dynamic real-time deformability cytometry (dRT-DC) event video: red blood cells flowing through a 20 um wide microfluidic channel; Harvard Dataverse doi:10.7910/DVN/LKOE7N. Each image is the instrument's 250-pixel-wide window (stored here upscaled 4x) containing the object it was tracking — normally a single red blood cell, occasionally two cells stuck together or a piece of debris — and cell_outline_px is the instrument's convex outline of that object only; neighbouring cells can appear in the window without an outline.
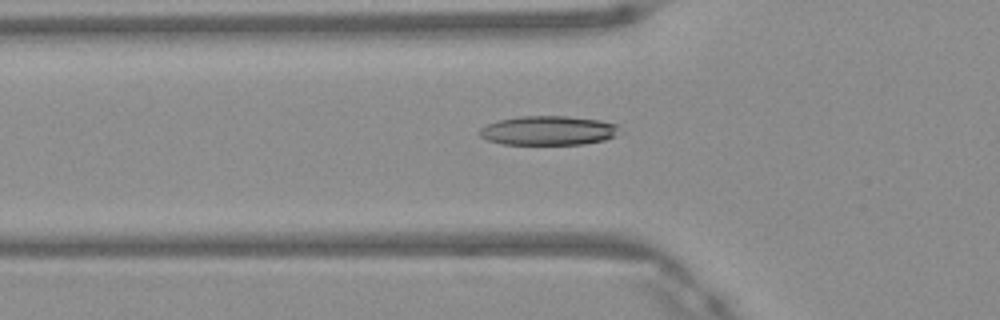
{"species": "Egyptian fruit bat (a non-hibernating species)", "species_latin": "Rousettus aegyptiacus", "temperature_condition": "warm", "stored_images_in_passage": 49, "camera_frame_rate_fps": 3000, "um_per_image_px": 0.085, "frame": {"image": 1, "passage_image": 17, "time_ms": 5.333, "image_size_px": [1000, 320], "cell_outline_px": [[616, 136], [604, 140], [584, 144], [500, 144], [488, 140], [480, 136], [476, 132], [480, 128], [496, 120], [520, 116], [568, 116], [600, 120], [616, 124]], "centroid_in_image_um": [46.54, 11.09], "position_along_channel_um": 79.3, "area_um2": 23.87}}
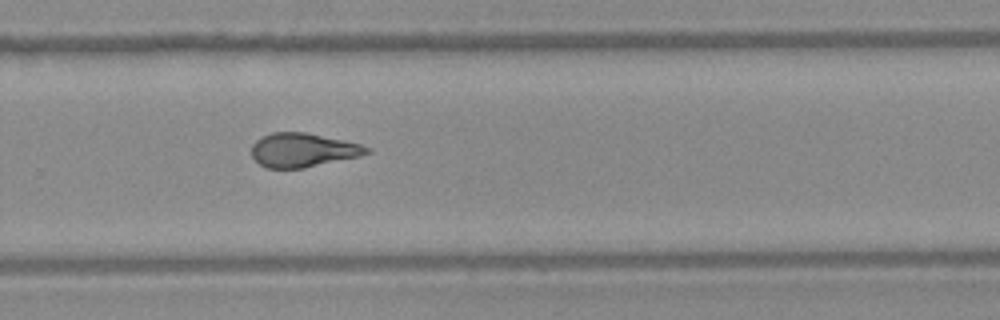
{"frame": {"image": 2, "passage_image": 33, "time_ms": 10.667, "image_size_px": [1000, 320], "cell_outline_px": [[372, 152], [360, 156], [304, 168], [264, 168], [252, 156], [252, 144], [260, 136], [272, 132], [304, 132], [344, 140], [360, 144], [372, 148]], "centroid_in_image_um": [25.75, 12.75], "position_along_channel_um": 304.1, "area_um2": 22.89}}
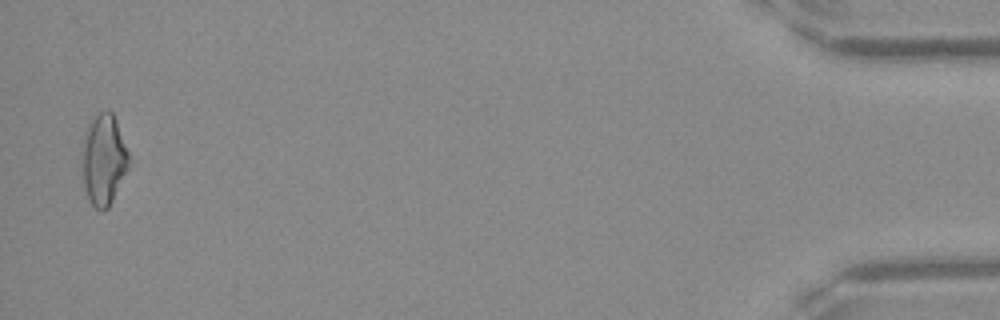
{"frame": {"image": 3, "passage_image": 48, "time_ms": 15.667, "image_size_px": [1000, 320], "cell_outline_px": [[128, 168], [108, 208], [104, 212], [100, 212], [88, 200], [80, 172], [80, 152], [84, 136], [88, 124], [100, 112], [112, 112], [116, 120], [128, 152]], "centroid_in_image_um": [8.75, 13.61], "position_along_channel_um": 426.4, "area_um2": 24.97}, "authors_computed_cell_mechanics": {"area_um2": 23.5246, "velocity_mm_per_s": 4.1979, "shape_relaxation_time_tau1_ms": 8.7817, "shape_relaxation_time_tau2_ms": 2.3248, "deformation_change_tau1": 0.2272, "deformation_change_tau2": 0.111}}